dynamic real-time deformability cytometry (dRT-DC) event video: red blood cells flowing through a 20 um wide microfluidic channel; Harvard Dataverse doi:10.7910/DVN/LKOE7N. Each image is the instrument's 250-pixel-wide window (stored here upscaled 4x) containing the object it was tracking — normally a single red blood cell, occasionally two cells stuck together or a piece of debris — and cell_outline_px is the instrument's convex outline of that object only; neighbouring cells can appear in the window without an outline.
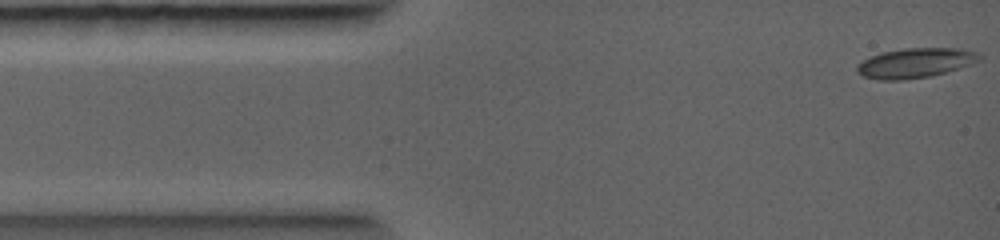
{"species": "common noctule bat (a hibernating species)", "species_latin": "Nyctalus noctula", "temperature_condition": "warm", "stored_images_in_passage": 64, "camera_frame_rate_fps": 5000, "um_per_image_px": 0.085, "animal": {"sex": "female", "body_mass_g": 19.0, "forearm_length_mm": 56.7}, "frame": {"image": 1, "passage_image": 1, "time_ms": 0.0, "image_size_px": [1000, 240], "cell_outline_px": [[984, 56], [980, 60], [972, 64], [932, 76], [904, 80], [880, 80], [864, 76], [856, 72], [856, 68], [864, 60], [872, 56], [884, 52], [904, 48], [960, 48], [976, 52]], "centroid_in_image_um": [77.85, 5.35], "position_along_channel_um": 7.1, "area_um2": 21.15}}
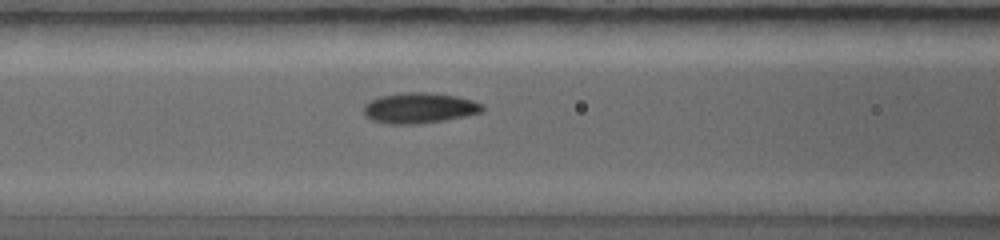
{"frame": {"image": 2, "passage_image": 23, "time_ms": 3.2, "image_size_px": [1000, 240], "cell_outline_px": [[484, 108], [480, 112], [460, 116], [436, 120], [372, 120], [364, 112], [364, 104], [376, 96], [400, 92], [428, 92], [456, 96], [472, 100], [484, 104]], "centroid_in_image_um": [35.66, 9.06], "position_along_channel_um": 130.9, "area_um2": 19.54}}
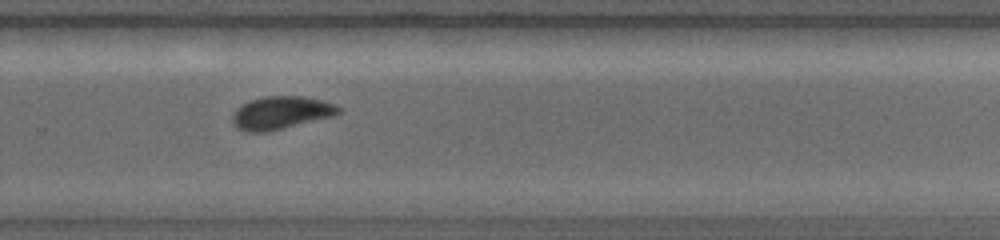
{"frame": {"image": 3, "passage_image": 43, "time_ms": 6.0, "image_size_px": [1000, 240], "cell_outline_px": [[340, 112], [332, 116], [276, 128], [240, 128], [232, 120], [232, 116], [236, 108], [240, 104], [248, 100], [264, 96], [304, 96], [324, 100], [336, 104], [340, 108]], "centroid_in_image_um": [23.94, 9.47], "position_along_channel_um": 305.9, "area_um2": 19.07}}